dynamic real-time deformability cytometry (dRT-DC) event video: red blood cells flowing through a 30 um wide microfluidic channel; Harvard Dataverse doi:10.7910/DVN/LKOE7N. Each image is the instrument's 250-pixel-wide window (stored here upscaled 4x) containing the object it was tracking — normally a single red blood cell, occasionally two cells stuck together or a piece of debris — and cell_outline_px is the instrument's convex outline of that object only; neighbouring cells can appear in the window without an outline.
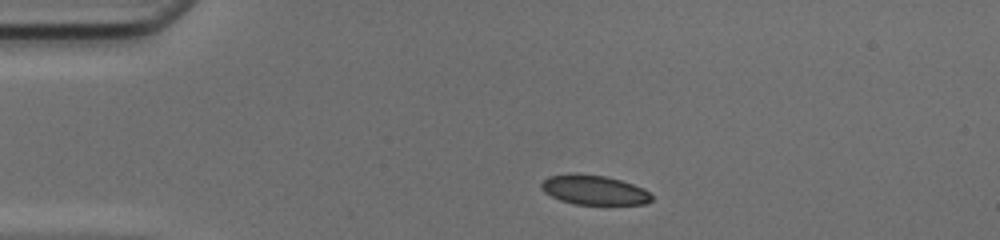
{"species": "common noctule bat (a hibernating species)", "species_latin": "Nyctalus noctula", "temperature_condition": "cold", "stored_images_in_passage": 33, "camera_frame_rate_fps": 3000, "um_per_image_px": 0.085, "animal": {"sex": "female", "body_mass_g": 17.0, "forearm_length_mm": 48.0}, "frame": {"image": 1, "passage_image": 1, "time_ms": 0.0, "image_size_px": [1000, 240], "cell_outline_px": [[652, 200], [644, 204], [576, 204], [560, 200], [544, 192], [540, 188], [540, 184], [548, 176], [604, 176], [620, 180], [644, 188], [652, 196]], "centroid_in_image_um": [50.53, 16.19], "position_along_channel_um": 34.5, "area_um2": 18.21}}
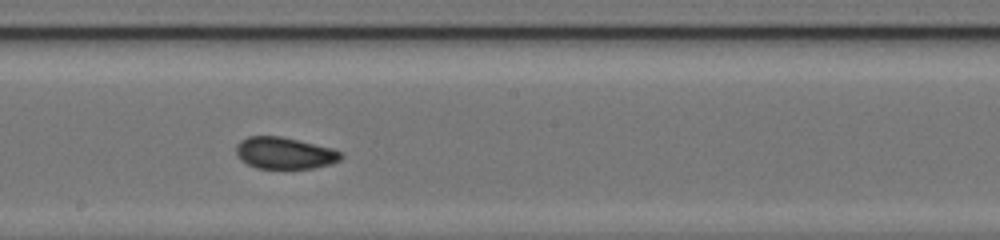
{"frame": {"image": 2, "passage_image": 18, "time_ms": 5.667, "image_size_px": [1000, 240], "cell_outline_px": [[344, 156], [340, 160], [332, 164], [312, 168], [256, 168], [240, 160], [236, 152], [236, 144], [240, 140], [248, 136], [280, 136], [332, 148], [340, 152]], "centroid_in_image_um": [24.18, 13.01], "position_along_channel_um": 224.0, "area_um2": 19.36}}
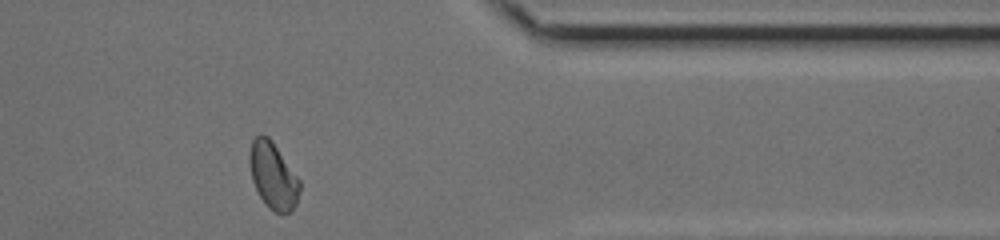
{"frame": {"image": 3, "passage_image": 31, "time_ms": 10.0, "image_size_px": [1000, 240], "cell_outline_px": [[300, 188], [296, 204], [292, 212], [276, 212], [268, 208], [264, 204], [252, 180], [248, 160], [248, 156], [252, 140], [260, 132], [268, 136], [272, 140], [300, 180]], "centroid_in_image_um": [23.19, 14.9], "position_along_channel_um": 388.2, "area_um2": 19.59}, "authors_computed_cell_mechanics": {"area_um2": 19.5942, "velocity_mm_per_s": 4.1776, "shape_relaxation_time_tau1_ms": 10.1526, "shape_relaxation_time_tau2_ms": 1.3981, "deformation_change_tau1": 0.1897, "deformation_change_tau2": 0.0453}}